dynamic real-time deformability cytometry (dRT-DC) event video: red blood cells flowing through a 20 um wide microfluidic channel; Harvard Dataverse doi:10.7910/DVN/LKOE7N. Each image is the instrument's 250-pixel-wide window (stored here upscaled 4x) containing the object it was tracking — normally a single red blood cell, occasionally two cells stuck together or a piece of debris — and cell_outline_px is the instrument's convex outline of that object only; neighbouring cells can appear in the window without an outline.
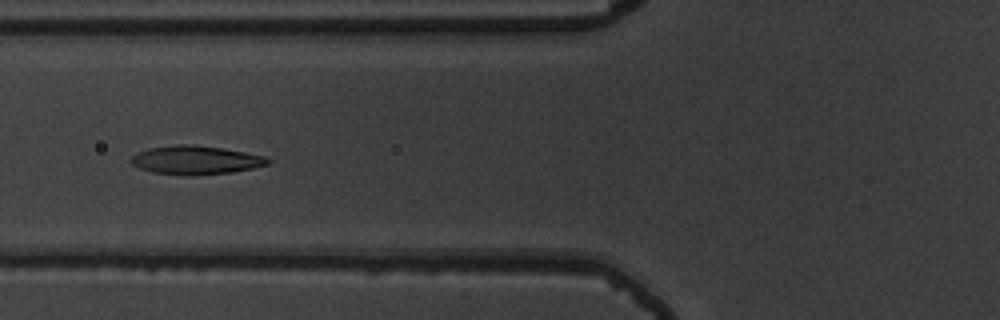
{"species": "common noctule bat (a hibernating species)", "species_latin": "Nyctalus noctula", "temperature_condition": "warm", "stored_images_in_passage": 48, "camera_frame_rate_fps": 3000, "um_per_image_px": 0.085, "animal": {"sex": "male", "body_mass_g": 19.5, "forearm_length_mm": 54.6}, "frame": {"image": 1, "passage_image": 20, "time_ms": 6.333, "image_size_px": [1000, 320], "cell_outline_px": [[272, 160], [268, 164], [252, 168], [232, 172], [152, 172], [140, 168], [132, 164], [128, 160], [132, 156], [148, 148], [176, 144], [192, 144], [220, 148], [244, 152], [264, 156]], "centroid_in_image_um": [16.63, 13.55], "position_along_channel_um": 109.2, "area_um2": 21.62}}
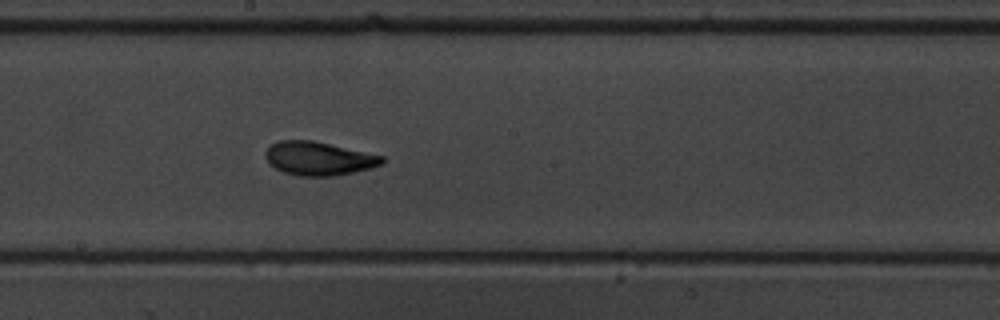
{"frame": {"image": 2, "passage_image": 29, "time_ms": 9.333, "image_size_px": [1000, 320], "cell_outline_px": [[384, 160], [380, 164], [372, 168], [332, 176], [300, 176], [284, 172], [276, 168], [264, 156], [264, 152], [272, 144], [280, 140], [312, 140], [384, 156]], "centroid_in_image_um": [27.08, 13.47], "position_along_channel_um": 221.1, "area_um2": 22.54}}
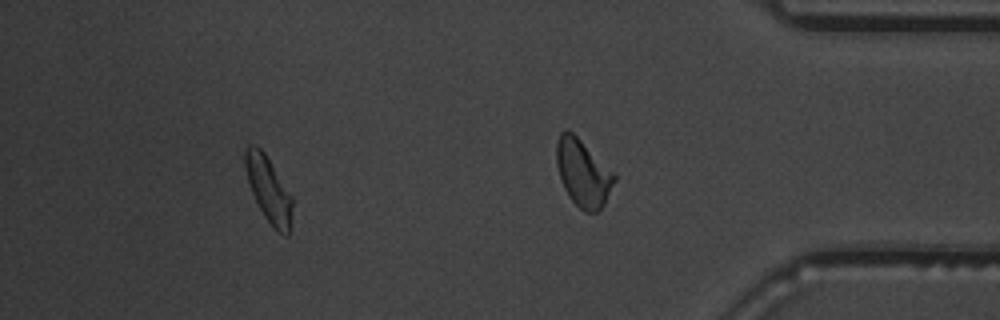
{"frame": {"image": 3, "passage_image": 43, "time_ms": 14.0, "image_size_px": [1000, 320], "cell_outline_px": [[292, 204], [288, 236], [284, 236], [276, 232], [272, 228], [264, 216], [252, 192], [248, 180], [244, 164], [244, 148], [248, 144], [256, 144], [264, 152], [292, 196]], "centroid_in_image_um": [22.81, 16.09], "position_along_channel_um": 412.4, "area_um2": 17.92}, "authors_computed_cell_mechanics": {"area_um2": 21.5016, "velocity_mm_per_s": 3.7312, "shape_relaxation_time_tau1_ms": 2.3369, "shape_relaxation_time_tau2_ms": 1.4054, "deformation_change_tau1": 0.1553, "deformation_change_tau2": 0.0654}}